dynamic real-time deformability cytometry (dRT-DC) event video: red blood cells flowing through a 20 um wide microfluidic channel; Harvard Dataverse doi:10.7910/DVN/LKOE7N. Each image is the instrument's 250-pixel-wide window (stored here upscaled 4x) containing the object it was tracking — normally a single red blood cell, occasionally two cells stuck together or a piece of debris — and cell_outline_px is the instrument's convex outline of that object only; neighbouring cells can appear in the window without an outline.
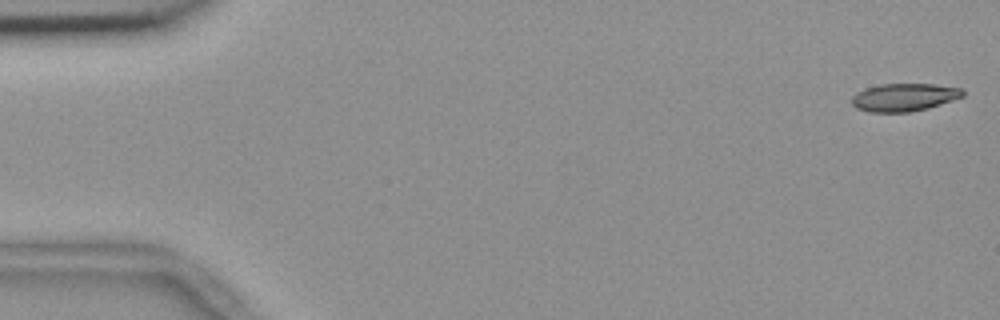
{"species": "common noctule bat (a hibernating species)", "species_latin": "Nyctalus noctula", "temperature_condition": "room temperature", "stored_images_in_passage": 55, "camera_frame_rate_fps": 3000, "um_per_image_px": 0.085, "animal": {"sex": "female", "body_mass_g": 18.4}, "frame": {"image": 1, "passage_image": 1, "time_ms": 0.0, "image_size_px": [1000, 320], "cell_outline_px": [[964, 96], [928, 108], [908, 112], [868, 112], [856, 108], [852, 104], [852, 96], [856, 92], [880, 84], [936, 84], [964, 88]], "centroid_in_image_um": [76.86, 8.26], "position_along_channel_um": 8.1, "area_um2": 18.03}}
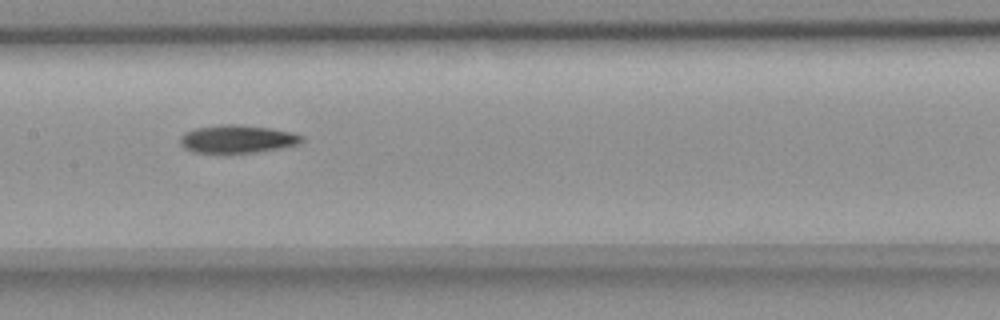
{"frame": {"image": 2, "passage_image": 27, "time_ms": 8.667, "image_size_px": [1000, 320], "cell_outline_px": [[304, 140], [300, 144], [280, 148], [256, 152], [192, 152], [184, 148], [180, 144], [180, 136], [184, 132], [196, 128], [224, 124], [236, 124], [268, 128], [292, 132], [304, 136]], "centroid_in_image_um": [20.18, 11.81], "position_along_channel_um": 187.2, "area_um2": 19.71}}
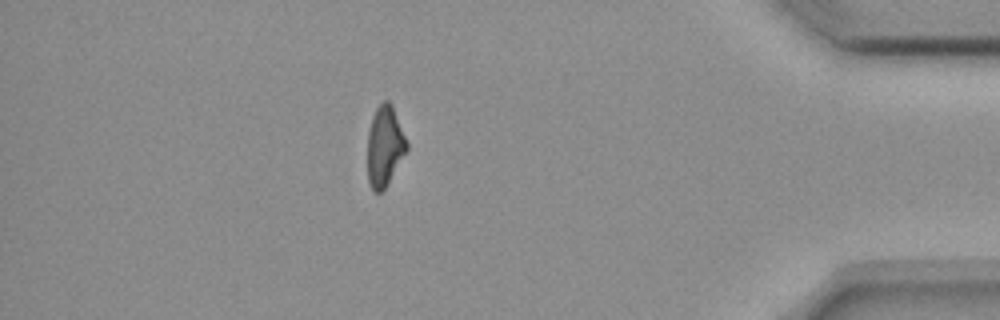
{"frame": {"image": 3, "passage_image": 48, "time_ms": 15.667, "image_size_px": [1000, 320], "cell_outline_px": [[408, 148], [384, 188], [380, 192], [376, 192], [372, 188], [368, 180], [368, 132], [372, 116], [376, 108], [384, 100], [388, 100], [392, 104], [408, 144]], "centroid_in_image_um": [32.69, 12.37], "position_along_channel_um": 402.5, "area_um2": 17.98}, "authors_computed_cell_mechanics": {"area_um2": 19.3052, "velocity_mm_per_s": 3.6952, "shape_relaxation_time_tau1_ms": 7.2747, "shape_relaxation_time_tau2_ms": null, "deformation_change_tau1": 0.1853, "deformation_change_tau2": null}}